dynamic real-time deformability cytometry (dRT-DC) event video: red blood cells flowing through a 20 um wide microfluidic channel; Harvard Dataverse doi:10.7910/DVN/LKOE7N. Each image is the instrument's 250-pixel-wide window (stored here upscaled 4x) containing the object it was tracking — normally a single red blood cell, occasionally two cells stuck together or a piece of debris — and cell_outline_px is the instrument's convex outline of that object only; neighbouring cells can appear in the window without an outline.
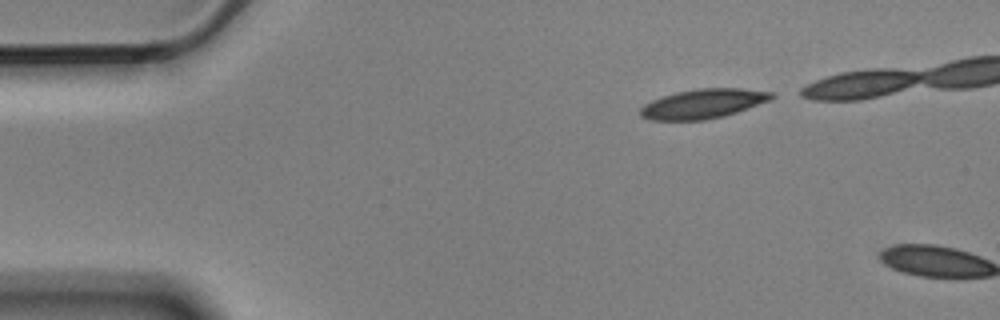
{"species": "Egyptian fruit bat (a non-hibernating species)", "species_latin": "Rousettus aegyptiacus", "temperature_condition": "cold", "stored_images_in_passage": 2, "camera_frame_rate_fps": 3000, "um_per_image_px": 0.085, "animal": {"sex": "male"}, "frame": {"image": 1, "passage_image": 1, "time_ms": 0.0, "image_size_px": [1000, 320], "cell_outline_px": [[776, 96], [768, 100], [736, 112], [724, 116], [704, 120], [648, 120], [640, 116], [640, 108], [644, 104], [652, 100], [676, 92], [696, 88], [740, 88], [776, 92]], "centroid_in_image_um": [59.75, 8.81], "position_along_channel_um": 25.2, "area_um2": 22.48}}